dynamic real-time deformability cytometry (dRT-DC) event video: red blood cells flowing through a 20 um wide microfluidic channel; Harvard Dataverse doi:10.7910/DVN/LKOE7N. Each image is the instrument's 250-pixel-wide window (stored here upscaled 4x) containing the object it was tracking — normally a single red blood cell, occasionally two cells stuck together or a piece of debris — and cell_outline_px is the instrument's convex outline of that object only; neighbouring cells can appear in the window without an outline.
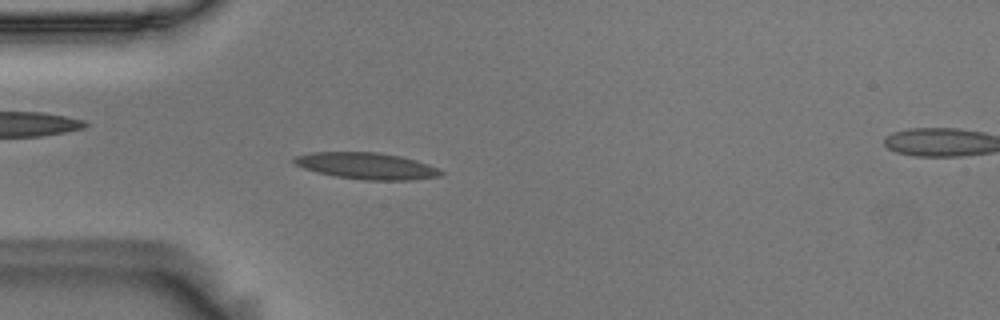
{"species": "Egyptian fruit bat (a non-hibernating species)", "species_latin": "Rousettus aegyptiacus", "temperature_condition": "room temperature", "stored_images_in_passage": 37, "camera_frame_rate_fps": 3000, "um_per_image_px": 0.085, "animal": {"sex": "male"}, "frame": {"image": 1, "passage_image": 10, "time_ms": 3.0, "image_size_px": [1000, 320], "cell_outline_px": [[444, 172], [440, 176], [412, 180], [364, 180], [336, 176], [316, 172], [304, 168], [296, 164], [292, 160], [292, 156], [312, 152], [380, 152], [400, 156], [416, 160], [428, 164]], "centroid_in_image_um": [31.14, 14.09], "position_along_channel_um": 53.9, "area_um2": 22.72}}
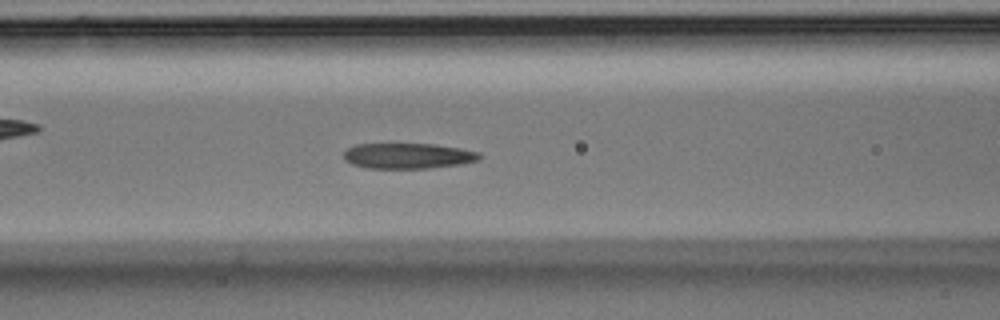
{"frame": {"image": 2, "passage_image": 17, "time_ms": 5.333, "image_size_px": [1000, 320], "cell_outline_px": [[484, 156], [480, 160], [460, 164], [428, 168], [368, 168], [352, 164], [344, 160], [344, 152], [348, 148], [356, 144], [436, 144], [460, 148], [480, 152]], "centroid_in_image_um": [34.72, 13.24], "position_along_channel_um": 131.9, "area_um2": 20.29}}
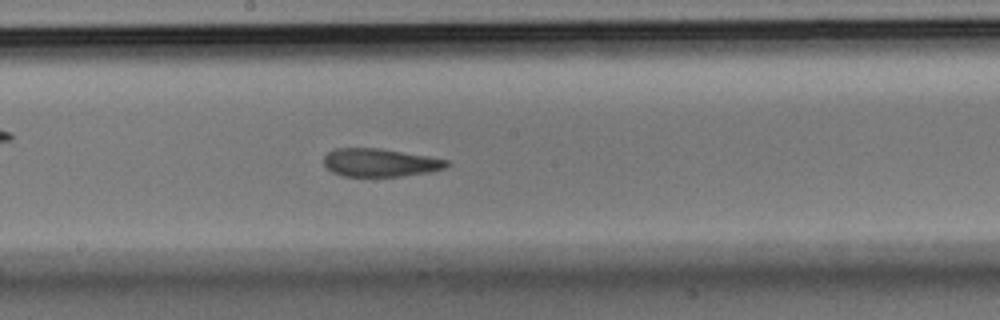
{"frame": {"image": 3, "passage_image": 24, "time_ms": 7.667, "image_size_px": [1000, 320], "cell_outline_px": [[452, 164], [444, 168], [428, 172], [400, 176], [344, 176], [332, 172], [324, 164], [324, 156], [328, 152], [336, 148], [380, 148], [428, 156], [448, 160]], "centroid_in_image_um": [32.31, 13.81], "position_along_channel_um": 215.9, "area_um2": 20.06}}